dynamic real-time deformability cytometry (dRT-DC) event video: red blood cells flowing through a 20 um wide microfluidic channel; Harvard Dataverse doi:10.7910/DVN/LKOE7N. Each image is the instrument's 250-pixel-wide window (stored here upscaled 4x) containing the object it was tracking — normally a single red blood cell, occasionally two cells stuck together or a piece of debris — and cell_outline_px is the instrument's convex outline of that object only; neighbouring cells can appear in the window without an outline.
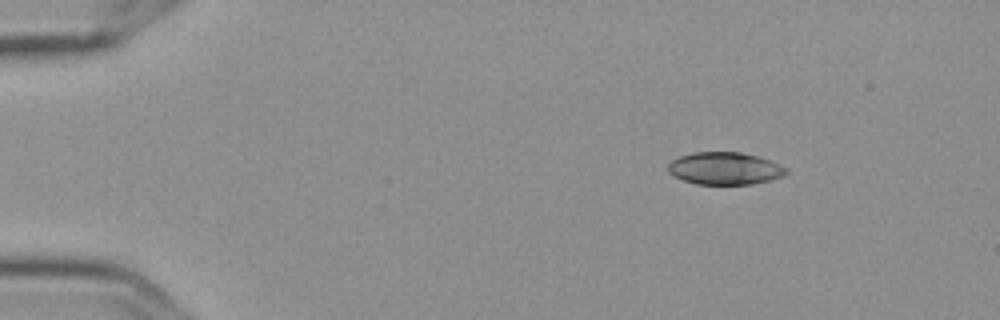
{"species": "Egyptian fruit bat (a non-hibernating species)", "species_latin": "Rousettus aegyptiacus", "temperature_condition": "cold", "stored_images_in_passage": 5, "camera_frame_rate_fps": 3000, "um_per_image_px": 0.085, "frame": {"image": 1, "passage_image": 2, "time_ms": 0.333, "image_size_px": [1000, 320], "cell_outline_px": [[788, 172], [784, 176], [752, 184], [696, 184], [684, 180], [668, 172], [668, 164], [672, 160], [680, 156], [692, 152], [740, 152], [756, 156], [768, 160], [788, 168]], "centroid_in_image_um": [61.6, 14.31], "position_along_channel_um": 23.4, "area_um2": 22.14}}
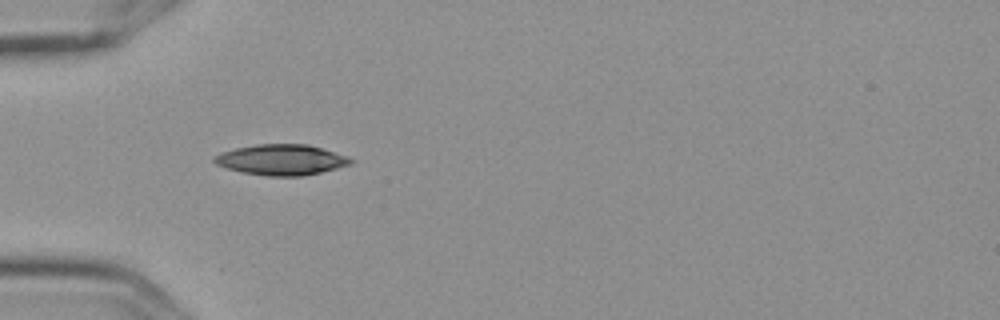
{"frame": {"image": 2, "passage_image": 5, "time_ms": 1.333, "image_size_px": [1000, 320], "cell_outline_px": [[352, 164], [304, 176], [268, 176], [244, 172], [228, 168], [216, 164], [212, 160], [216, 156], [224, 152], [236, 148], [256, 144], [308, 144], [348, 156], [352, 160]], "centroid_in_image_um": [23.95, 13.58], "position_along_channel_um": 61.1, "area_um2": 24.04}}